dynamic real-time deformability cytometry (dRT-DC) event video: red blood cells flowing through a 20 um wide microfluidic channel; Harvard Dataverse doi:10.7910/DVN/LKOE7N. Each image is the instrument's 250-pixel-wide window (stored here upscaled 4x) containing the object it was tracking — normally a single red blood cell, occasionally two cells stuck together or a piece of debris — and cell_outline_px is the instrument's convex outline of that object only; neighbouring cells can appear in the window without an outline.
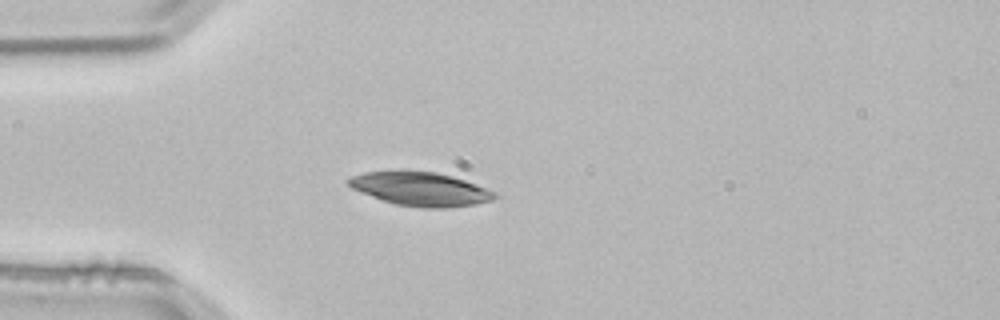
{"species": "common noctule bat (a hibernating species)", "species_latin": "Nyctalus noctula", "temperature_condition": "room temperature", "stored_images_in_passage": 3, "camera_frame_rate_fps": 3000, "um_per_image_px": 0.085, "animal": {"sex": "male", "body_mass_g": 21.5, "forearm_length_mm": 52.0}, "frame": {"image": 1, "passage_image": 3, "time_ms": 0.667, "image_size_px": [1000, 320], "cell_outline_px": [[500, 196], [492, 200], [476, 204], [448, 208], [424, 208], [396, 204], [360, 192], [352, 188], [344, 180], [352, 176], [364, 172], [404, 168], [436, 172], [452, 176], [464, 180], [496, 192]], "centroid_in_image_um": [35.71, 16.03], "position_along_channel_um": 49.3, "area_um2": 29.36}}